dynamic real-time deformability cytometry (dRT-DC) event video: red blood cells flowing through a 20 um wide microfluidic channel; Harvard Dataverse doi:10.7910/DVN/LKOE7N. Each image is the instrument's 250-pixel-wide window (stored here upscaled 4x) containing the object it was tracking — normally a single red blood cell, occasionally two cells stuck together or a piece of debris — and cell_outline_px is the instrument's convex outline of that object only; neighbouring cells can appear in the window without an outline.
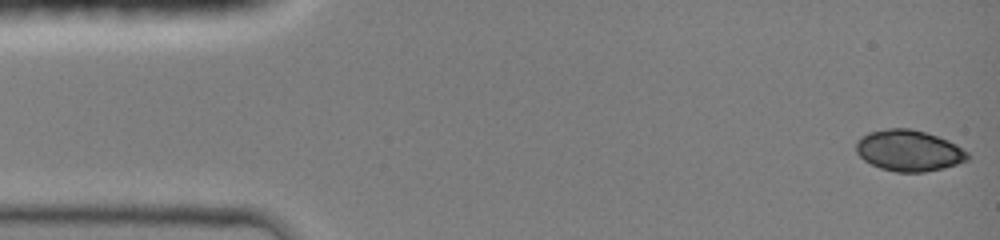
{"species": "common noctule bat (a hibernating species)", "species_latin": "Nyctalus noctula", "temperature_condition": "room temperature", "stored_images_in_passage": 45, "camera_frame_rate_fps": 3000, "um_per_image_px": 0.085, "animal": {"sex": "female", "body_mass_g": 19.0, "forearm_length_mm": 51.5}, "frame": {"image": 1, "passage_image": 1, "time_ms": 0.0, "image_size_px": [1000, 240], "cell_outline_px": [[968, 160], [956, 164], [924, 172], [896, 172], [880, 168], [864, 160], [856, 152], [856, 144], [860, 136], [868, 132], [888, 128], [908, 128], [924, 132], [948, 140], [956, 144], [968, 152]], "centroid_in_image_um": [77.22, 12.79], "position_along_channel_um": 7.8, "area_um2": 26.59}}
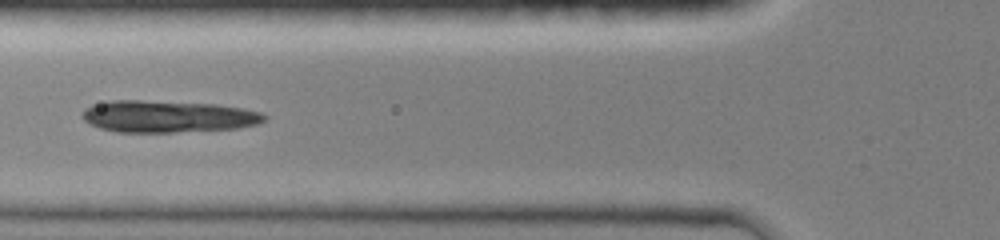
{"frame": {"image": 2, "passage_image": 17, "time_ms": 5.333, "image_size_px": [1000, 240], "cell_outline_px": [[268, 116], [264, 120], [256, 124], [236, 128], [172, 132], [116, 132], [100, 128], [84, 120], [80, 116], [84, 108], [92, 104], [108, 100], [140, 100], [216, 104], [240, 108], [260, 112]], "centroid_in_image_um": [14.19, 9.89], "position_along_channel_um": 111.6, "area_um2": 33.81}}
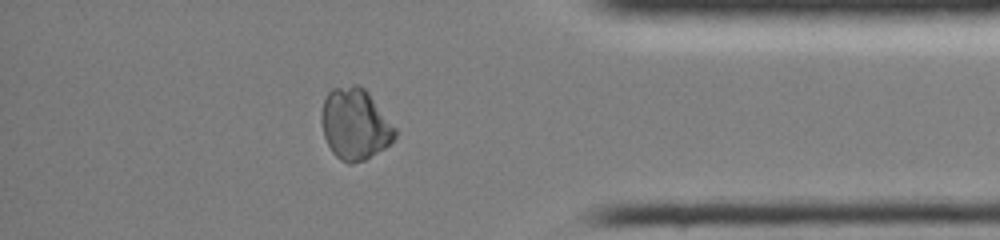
{"frame": {"image": 3, "passage_image": 39, "time_ms": 12.667, "image_size_px": [1000, 240], "cell_outline_px": [[396, 136], [384, 148], [364, 160], [352, 164], [348, 164], [340, 160], [332, 152], [324, 136], [320, 120], [320, 112], [324, 100], [328, 92], [332, 88], [352, 84], [360, 84], [368, 92], [396, 128]], "centroid_in_image_um": [30.14, 10.54], "position_along_channel_um": 405.1, "area_um2": 30.69}}